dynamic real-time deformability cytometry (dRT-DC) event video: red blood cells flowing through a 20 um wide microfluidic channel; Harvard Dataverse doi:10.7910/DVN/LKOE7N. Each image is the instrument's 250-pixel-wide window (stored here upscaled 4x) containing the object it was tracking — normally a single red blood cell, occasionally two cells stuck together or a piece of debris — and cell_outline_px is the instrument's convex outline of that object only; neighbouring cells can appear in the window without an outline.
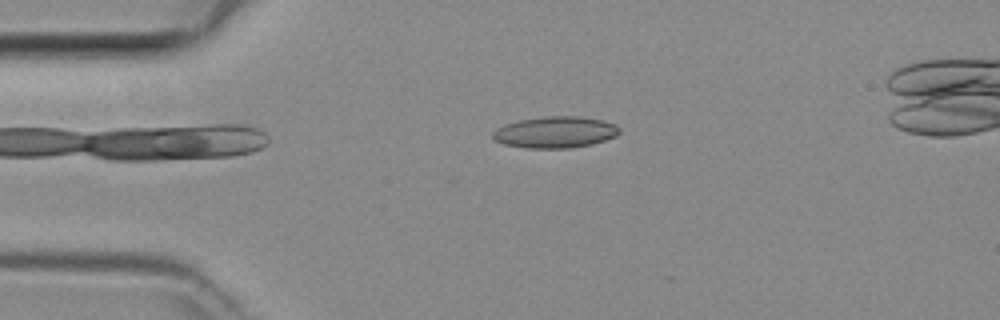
{"species": "common noctule bat (a hibernating species)", "species_latin": "Nyctalus noctula", "temperature_condition": "room temperature", "stored_images_in_passage": 5, "camera_frame_rate_fps": 3000, "um_per_image_px": 0.085, "animal": {"sex": "female", "body_mass_g": 29.2, "forearm_length_mm": 56.3}, "frame": {"image": 1, "passage_image": 1, "time_ms": 0.0, "image_size_px": [1000, 320], "cell_outline_px": [[620, 132], [616, 136], [592, 144], [572, 148], [528, 148], [504, 144], [496, 140], [492, 136], [492, 132], [496, 128], [504, 124], [520, 120], [548, 116], [580, 116], [604, 120], [616, 124], [620, 128]], "centroid_in_image_um": [47.22, 11.23], "position_along_channel_um": 37.8, "area_um2": 23.29}}